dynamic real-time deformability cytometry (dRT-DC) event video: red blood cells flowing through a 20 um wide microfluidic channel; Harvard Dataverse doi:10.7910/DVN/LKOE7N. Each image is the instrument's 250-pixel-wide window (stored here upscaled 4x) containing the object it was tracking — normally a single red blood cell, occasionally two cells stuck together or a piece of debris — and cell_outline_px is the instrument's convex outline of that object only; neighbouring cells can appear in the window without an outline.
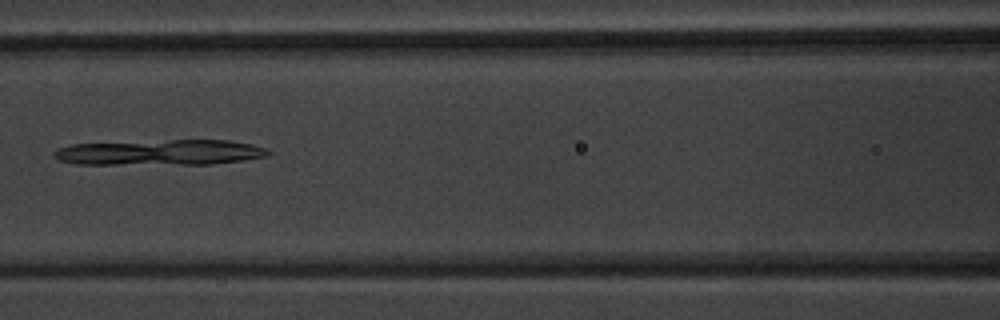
{"species": "common noctule bat (a hibernating species)", "species_latin": "Nyctalus noctula", "temperature_condition": "warm", "stored_images_in_passage": 42, "camera_frame_rate_fps": 3000, "um_per_image_px": 0.085, "animal": {"sex": "male", "body_mass_g": 20.1, "forearm_length_mm": 53.5}, "frame": {"image": 1, "passage_image": 19, "time_ms": 6.0, "image_size_px": [1000, 320], "cell_outline_px": [[272, 152], [268, 156], [244, 160], [212, 164], [76, 164], [60, 160], [52, 152], [56, 148], [72, 144], [172, 140], [228, 140], [252, 144], [264, 148]], "centroid_in_image_um": [13.64, 12.96], "position_along_channel_um": 153.0, "area_um2": 31.79}}
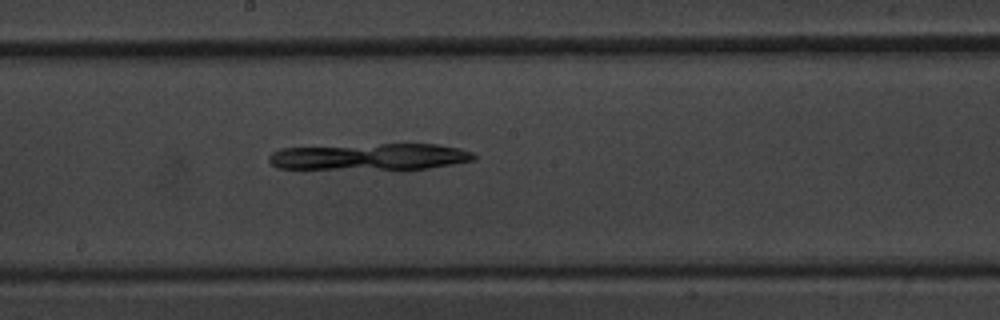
{"frame": {"image": 2, "passage_image": 24, "time_ms": 7.667, "image_size_px": [1000, 320], "cell_outline_px": [[476, 156], [472, 160], [452, 164], [428, 168], [276, 168], [268, 160], [268, 156], [272, 152], [280, 148], [380, 144], [436, 144], [460, 148], [472, 152]], "centroid_in_image_um": [31.43, 13.3], "position_along_channel_um": 216.8, "area_um2": 31.1}}
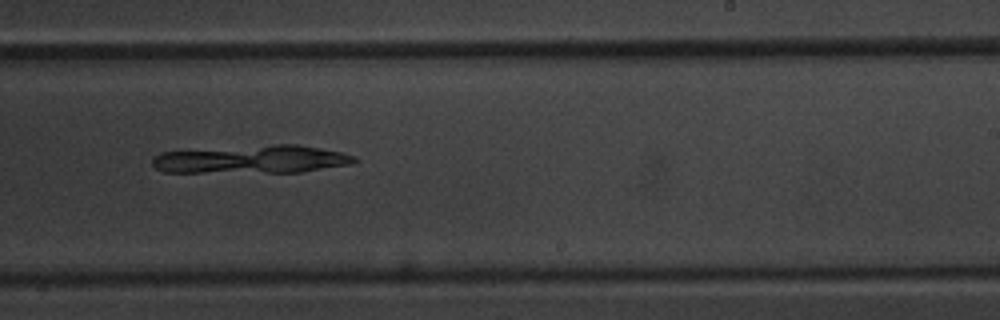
{"frame": {"image": 3, "passage_image": 28, "time_ms": 9.0, "image_size_px": [1000, 320], "cell_outline_px": [[360, 160], [352, 164], [300, 172], [164, 172], [156, 168], [152, 164], [152, 160], [160, 152], [272, 144], [296, 144], [320, 148], [340, 152], [356, 156]], "centroid_in_image_um": [21.45, 13.54], "position_along_channel_um": 267.6, "area_um2": 33.0}}